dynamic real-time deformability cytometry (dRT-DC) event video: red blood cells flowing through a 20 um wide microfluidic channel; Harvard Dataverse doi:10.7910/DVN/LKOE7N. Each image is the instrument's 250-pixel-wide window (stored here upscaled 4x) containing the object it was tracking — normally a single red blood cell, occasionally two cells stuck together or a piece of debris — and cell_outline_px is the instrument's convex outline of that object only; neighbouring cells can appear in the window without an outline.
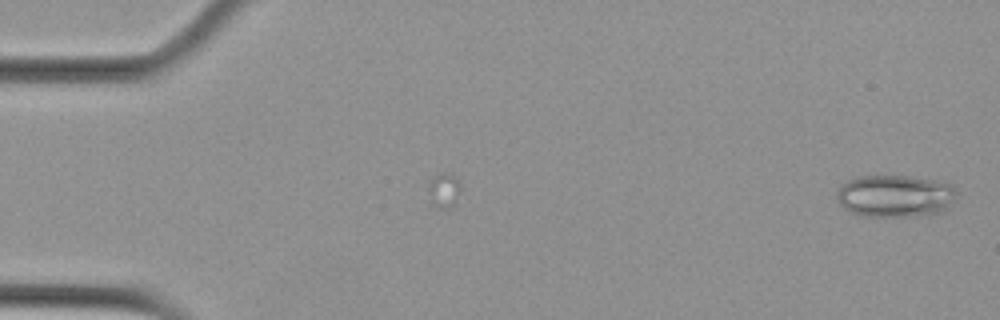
{"species": "Egyptian fruit bat (a non-hibernating species)", "species_latin": "Rousettus aegyptiacus", "temperature_condition": "cold", "stored_images_in_passage": 54, "camera_frame_rate_fps": 3000, "um_per_image_px": 0.085, "animal": {"sex": "female"}, "frame": {"image": 1, "passage_image": 1, "time_ms": 0.0, "image_size_px": [1000, 320], "cell_outline_px": [[956, 192], [952, 200], [944, 212], [920, 216], [860, 216], [848, 212], [840, 204], [836, 196], [836, 192], [840, 184], [856, 176], [908, 176], [952, 184]], "centroid_in_image_um": [76.02, 16.67], "position_along_channel_um": 9.0, "area_um2": 29.65}}
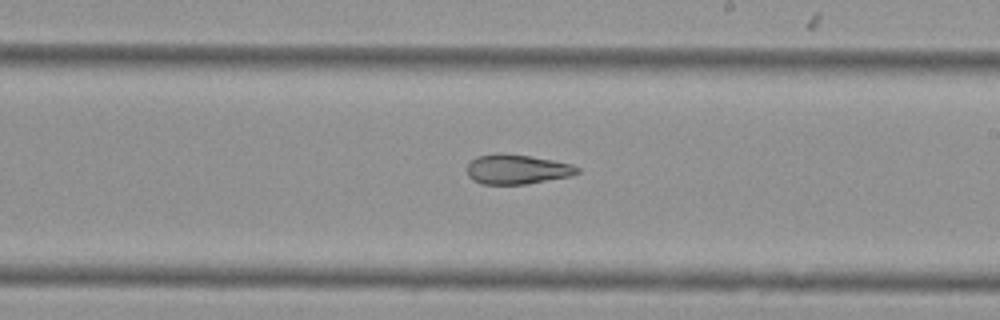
{"frame": {"image": 2, "passage_image": 32, "time_ms": 10.333, "image_size_px": [1000, 320], "cell_outline_px": [[580, 172], [572, 176], [528, 184], [480, 184], [472, 180], [468, 176], [468, 164], [476, 156], [496, 152], [504, 152], [552, 160], [572, 164], [580, 168]], "centroid_in_image_um": [43.94, 14.39], "position_along_channel_um": 245.1, "area_um2": 19.36}}
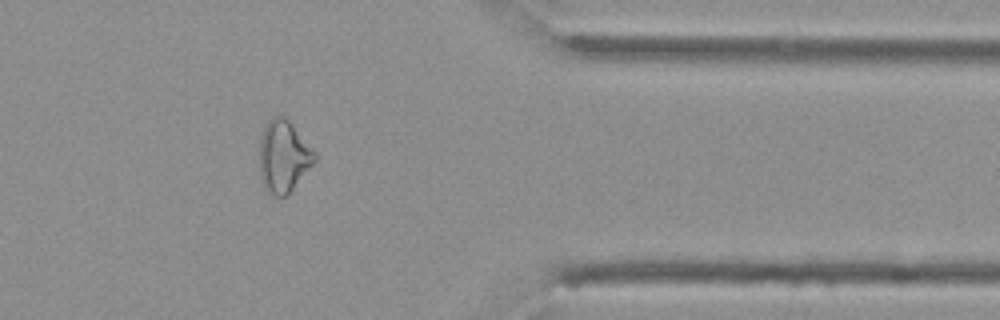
{"frame": {"image": 3, "passage_image": 45, "time_ms": 14.667, "image_size_px": [1000, 320], "cell_outline_px": [[316, 160], [292, 188], [284, 196], [268, 196], [264, 188], [260, 176], [260, 136], [264, 124], [272, 116], [284, 116], [292, 124], [316, 152]], "centroid_in_image_um": [24.06, 13.28], "position_along_channel_um": 387.3, "area_um2": 23.12}, "authors_computed_cell_mechanics": {"area_um2": 22.9177, "velocity_mm_per_s": 3.6504, "shape_relaxation_time_tau1_ms": null, "shape_relaxation_time_tau2_ms": 2.2729, "deformation_change_tau1": null, "deformation_change_tau2": 0.1017}}